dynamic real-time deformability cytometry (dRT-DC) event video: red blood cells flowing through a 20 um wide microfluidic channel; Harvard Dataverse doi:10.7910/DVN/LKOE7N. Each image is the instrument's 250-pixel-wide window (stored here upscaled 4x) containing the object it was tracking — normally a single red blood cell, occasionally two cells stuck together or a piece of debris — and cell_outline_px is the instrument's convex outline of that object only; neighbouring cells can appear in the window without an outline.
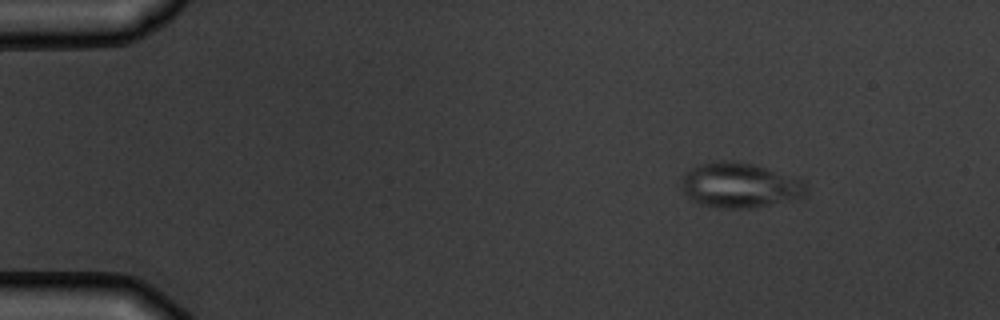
{"species": "common noctule bat (a hibernating species)", "species_latin": "Nyctalus noctula", "temperature_condition": "warm", "stored_images_in_passage": 6, "camera_frame_rate_fps": 3000, "um_per_image_px": 0.085, "animal": {"sex": "male", "body_mass_g": 19.5, "forearm_length_mm": 54.6}, "frame": {"image": 1, "passage_image": 1, "time_ms": 0.0, "image_size_px": [1000, 320], "cell_outline_px": [[808, 192], [804, 196], [768, 204], [748, 208], [716, 208], [700, 204], [692, 200], [684, 192], [680, 180], [692, 168], [700, 164], [712, 160], [736, 160], [756, 164], [804, 180], [808, 188]], "centroid_in_image_um": [62.88, 15.72], "position_along_channel_um": 22.1, "area_um2": 32.83}}
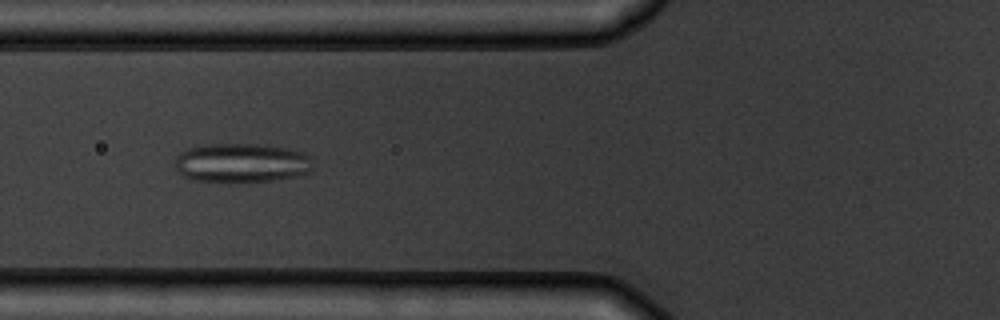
{"frame": {"image": 2, "passage_image": 5, "time_ms": 4.667, "image_size_px": [1000, 320], "cell_outline_px": [[312, 172], [296, 176], [272, 180], [192, 180], [184, 176], [176, 168], [176, 156], [180, 152], [188, 148], [208, 144], [256, 144], [284, 148], [304, 152], [312, 156]], "centroid_in_image_um": [20.57, 13.82], "position_along_channel_um": 105.2, "area_um2": 30.98}}